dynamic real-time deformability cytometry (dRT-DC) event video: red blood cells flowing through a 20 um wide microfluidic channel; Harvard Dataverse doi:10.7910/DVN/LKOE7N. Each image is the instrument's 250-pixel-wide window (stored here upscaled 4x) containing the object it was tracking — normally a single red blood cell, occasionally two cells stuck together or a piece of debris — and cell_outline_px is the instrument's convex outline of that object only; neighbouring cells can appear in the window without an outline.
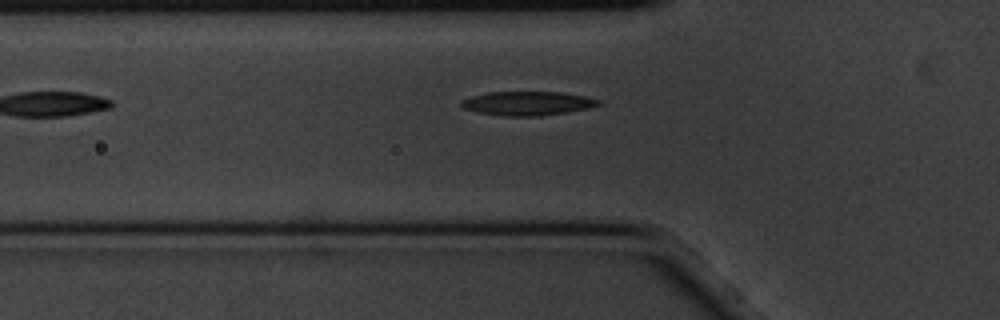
{"species": "common noctule bat (a hibernating species)", "species_latin": "Nyctalus noctula", "temperature_condition": "cold", "stored_images_in_passage": 7, "camera_frame_rate_fps": 3000, "um_per_image_px": 0.085, "animal": {"sex": "male", "body_mass_g": 20.1, "forearm_length_mm": 53.5}, "frame": {"image": 1, "passage_image": 7, "time_ms": 2.0, "image_size_px": [1000, 320], "cell_outline_px": [[600, 104], [588, 108], [540, 116], [504, 116], [480, 112], [464, 108], [460, 104], [460, 100], [472, 96], [488, 92], [560, 92], [584, 96], [600, 100]], "centroid_in_image_um": [44.81, 8.78], "position_along_channel_um": 81.0, "area_um2": 18.9}}